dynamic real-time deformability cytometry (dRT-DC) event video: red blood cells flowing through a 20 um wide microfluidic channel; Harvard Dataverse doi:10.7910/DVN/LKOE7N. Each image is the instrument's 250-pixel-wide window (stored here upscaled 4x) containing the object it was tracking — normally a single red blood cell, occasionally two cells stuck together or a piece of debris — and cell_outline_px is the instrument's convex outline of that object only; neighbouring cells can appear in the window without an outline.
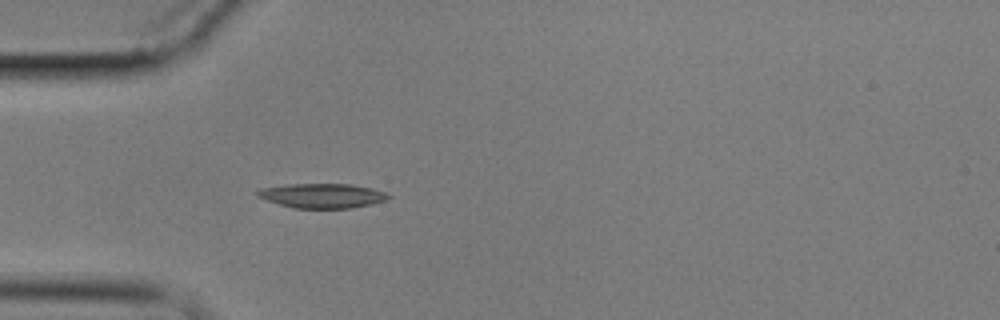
{"species": "common noctule bat (a hibernating species)", "species_latin": "Nyctalus noctula", "temperature_condition": "cold", "stored_images_in_passage": 43, "camera_frame_rate_fps": 3000, "um_per_image_px": 0.085, "animal": {"sex": "male", "body_mass_g": 17.9}, "frame": {"image": 1, "passage_image": 1, "time_ms": 0.0, "image_size_px": [1000, 320], "cell_outline_px": [[392, 196], [384, 200], [352, 208], [292, 208], [256, 196], [256, 192], [260, 188], [288, 184], [348, 184], [372, 188], [384, 192]], "centroid_in_image_um": [27.35, 16.63], "position_along_channel_um": 57.6, "area_um2": 18.5}}
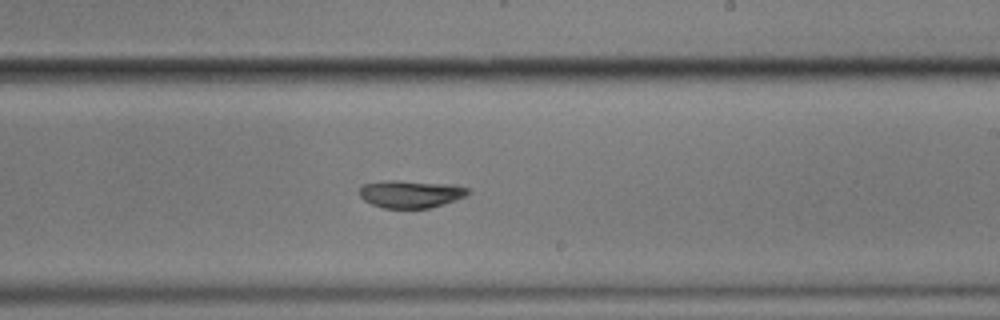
{"frame": {"image": 2, "passage_image": 19, "time_ms": 6.0, "image_size_px": [1000, 320], "cell_outline_px": [[472, 192], [456, 200], [444, 204], [428, 208], [384, 208], [372, 204], [364, 200], [360, 196], [360, 188], [364, 184], [392, 180], [396, 180], [456, 184], [472, 188]], "centroid_in_image_um": [34.99, 16.48], "position_along_channel_um": 254.0, "area_um2": 17.57}}
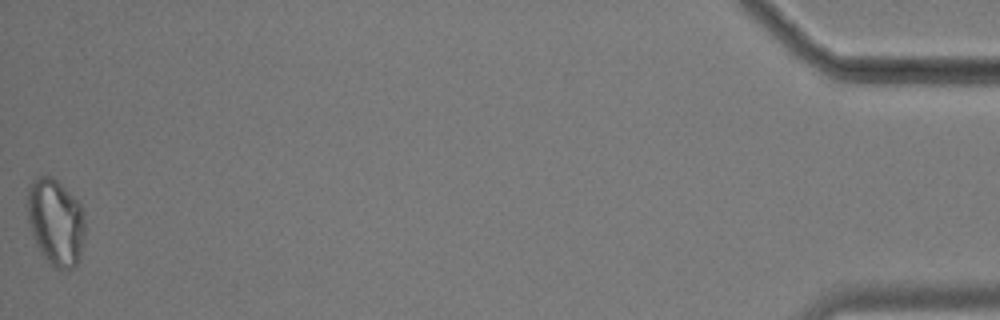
{"frame": {"image": 3, "passage_image": 43, "time_ms": 14.0, "image_size_px": [1000, 320], "cell_outline_px": [[84, 236], [80, 252], [76, 264], [72, 268], [56, 268], [48, 264], [40, 252], [36, 244], [28, 224], [28, 184], [36, 176], [48, 176], [56, 180], [80, 204], [84, 212]], "centroid_in_image_um": [4.7, 18.87], "position_along_channel_um": 430.5, "area_um2": 28.9}, "authors_computed_cell_mechanics": {"area_um2": 17.8024, "velocity_mm_per_s": 3.3652, "shape_relaxation_time_tau1_ms": 4.2501, "shape_relaxation_time_tau2_ms": null, "deformation_change_tau1": 0.116, "deformation_change_tau2": null}}